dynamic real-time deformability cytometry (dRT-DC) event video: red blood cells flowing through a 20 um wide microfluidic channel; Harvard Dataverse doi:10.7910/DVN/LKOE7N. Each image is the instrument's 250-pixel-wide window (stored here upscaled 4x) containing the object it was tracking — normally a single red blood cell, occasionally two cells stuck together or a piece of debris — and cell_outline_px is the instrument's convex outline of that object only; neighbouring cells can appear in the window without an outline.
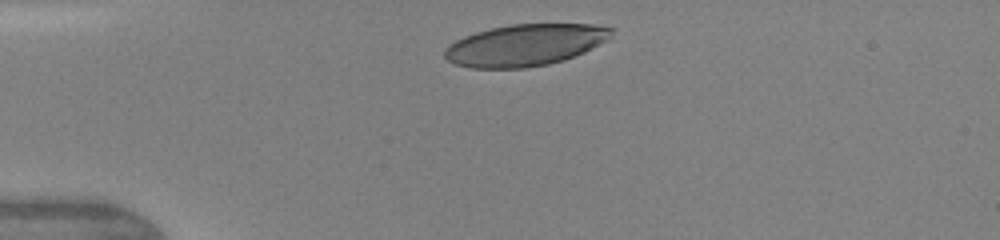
{"species": "human", "species_latin": "Homo sapiens", "temperature_condition": "warm", "stored_images_in_passage": 9, "camera_frame_rate_fps": 3000, "um_per_image_px": 0.085, "donor": {"sex": "female"}, "frame": {"image": 1, "passage_image": 1, "time_ms": 0.0, "image_size_px": [1000, 240], "cell_outline_px": [[612, 36], [608, 40], [584, 52], [564, 60], [548, 64], [524, 68], [468, 68], [456, 64], [448, 60], [444, 56], [444, 48], [448, 44], [464, 36], [476, 32], [492, 28], [512, 24], [592, 24], [612, 28]], "centroid_in_image_um": [44.62, 3.83], "position_along_channel_um": 40.4, "area_um2": 40.52}}
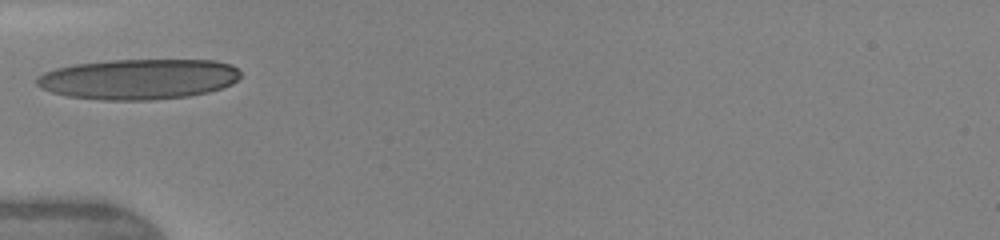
{"frame": {"image": 2, "passage_image": 3, "time_ms": 1.667, "image_size_px": [1000, 240], "cell_outline_px": [[240, 76], [232, 84], [208, 92], [188, 96], [152, 100], [100, 100], [68, 96], [52, 92], [40, 88], [36, 84], [36, 76], [44, 72], [56, 68], [76, 64], [112, 60], [216, 60], [232, 64], [240, 72]], "centroid_in_image_um": [11.77, 6.72], "position_along_channel_um": 73.2, "area_um2": 48.15}}